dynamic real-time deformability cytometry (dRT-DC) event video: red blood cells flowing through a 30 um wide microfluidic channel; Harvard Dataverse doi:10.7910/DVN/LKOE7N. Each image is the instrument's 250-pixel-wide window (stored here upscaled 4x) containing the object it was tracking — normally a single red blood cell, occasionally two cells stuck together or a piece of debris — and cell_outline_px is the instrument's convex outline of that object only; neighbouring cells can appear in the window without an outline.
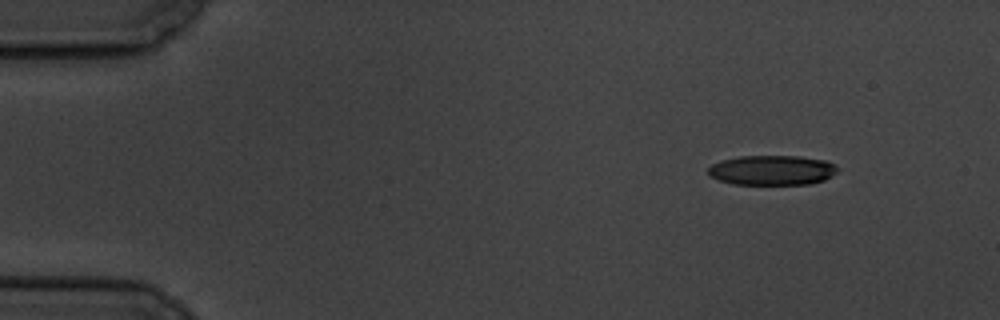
{"species": "common noctule bat (a hibernating species)", "species_latin": "Nyctalus noctula", "temperature_condition": "cold", "stored_images_in_passage": 5, "segment_of_instrument_passage": [1, 2], "camera_frame_rate_fps": 3000, "um_per_image_px": 0.085, "animal": {"sex": "male", "body_mass_g": 19.5, "forearm_length_mm": 54.6}, "frame": {"image": 1, "passage_image": 1, "time_ms": 0.0, "image_size_px": [1000, 320], "cell_outline_px": [[840, 168], [832, 176], [824, 180], [812, 184], [732, 184], [708, 176], [708, 168], [712, 164], [724, 160], [740, 156], [800, 156], [824, 160], [836, 164]], "centroid_in_image_um": [65.66, 14.47], "position_along_channel_um": 19.3, "area_um2": 22.6}}
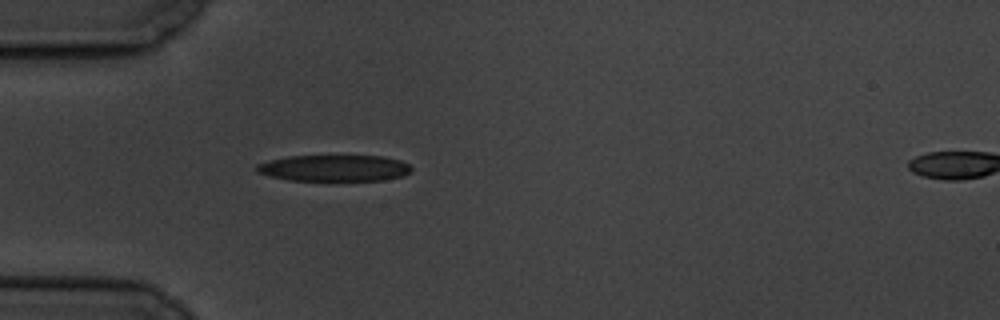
{"frame": {"image": 2, "passage_image": 4, "time_ms": 3.667, "image_size_px": [1000, 320], "cell_outline_px": [[412, 172], [404, 176], [384, 180], [288, 180], [268, 176], [256, 172], [256, 164], [268, 160], [288, 156], [384, 156], [400, 160], [408, 164], [412, 168]], "centroid_in_image_um": [28.41, 14.28], "position_along_channel_um": 56.6, "area_um2": 23.93}}